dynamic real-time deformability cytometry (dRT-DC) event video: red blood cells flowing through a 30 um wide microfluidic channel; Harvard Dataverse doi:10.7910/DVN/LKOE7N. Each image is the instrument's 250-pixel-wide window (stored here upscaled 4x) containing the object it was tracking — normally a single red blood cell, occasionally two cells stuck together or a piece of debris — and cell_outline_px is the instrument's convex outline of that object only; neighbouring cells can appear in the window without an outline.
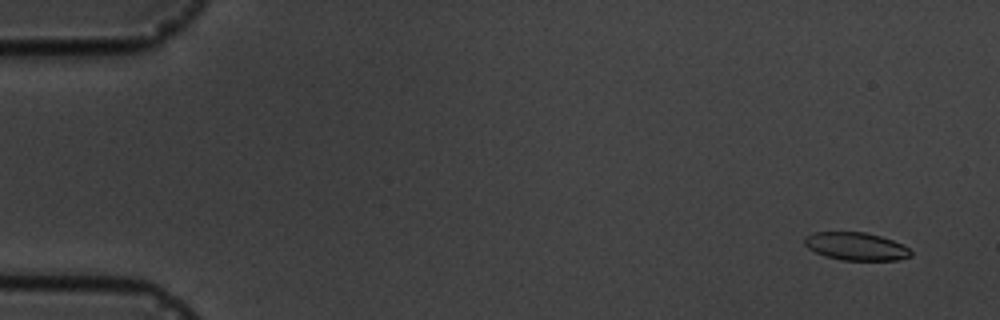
{"species": "common noctule bat (a hibernating species)", "species_latin": "Nyctalus noctula", "temperature_condition": "cold", "stored_images_in_passage": 5, "segment_of_instrument_passage": [2, 2], "camera_frame_rate_fps": 3000, "um_per_image_px": 0.085, "animal": {"sex": "male", "body_mass_g": 19.5, "forearm_length_mm": 54.6}, "frame": {"image": 1, "passage_image": 5, "time_ms": 6.333, "image_size_px": [1000, 320], "cell_outline_px": [[912, 256], [896, 260], [840, 260], [824, 256], [808, 248], [804, 244], [804, 236], [816, 232], [864, 232], [880, 236], [892, 240], [908, 248], [912, 252]], "centroid_in_image_um": [72.73, 20.94], "position_along_channel_um": 12.3, "area_um2": 17.22}}